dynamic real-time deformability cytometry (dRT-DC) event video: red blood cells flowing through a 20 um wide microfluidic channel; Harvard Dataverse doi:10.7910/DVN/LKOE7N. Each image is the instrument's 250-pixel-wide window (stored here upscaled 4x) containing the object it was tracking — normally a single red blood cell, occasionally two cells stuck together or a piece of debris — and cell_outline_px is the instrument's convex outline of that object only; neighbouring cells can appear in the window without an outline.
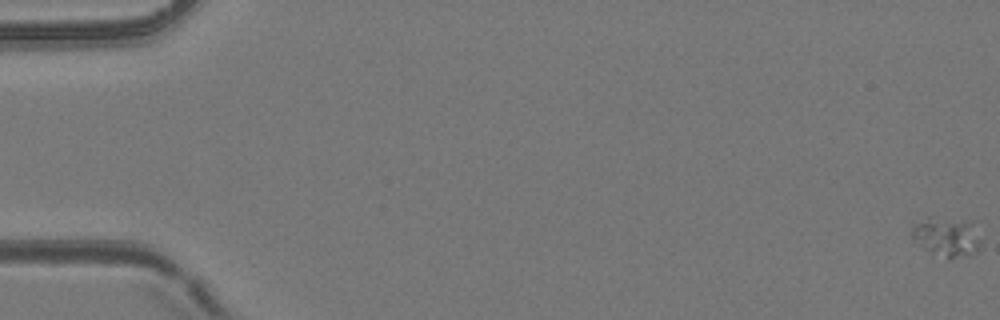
{"species": "common noctule bat (a hibernating species)", "species_latin": "Nyctalus noctula", "temperature_condition": "room temperature", "stored_images_in_passage": 6, "camera_frame_rate_fps": 3000, "um_per_image_px": 0.085, "animal": {"sex": "female", "body_mass_g": 24.6, "forearm_length_mm": 56.2}, "frame": {"image": 1, "passage_image": 1, "time_ms": 0.0, "image_size_px": [1000, 320], "cell_outline_px": [[980, 248], [976, 252], [968, 256], [948, 260], [924, 248], [912, 236], [912, 224], [928, 216], [932, 216], [968, 220], [980, 244]], "centroid_in_image_um": [80.43, 20.13], "position_along_channel_um": 4.6, "area_um2": 15.72}}
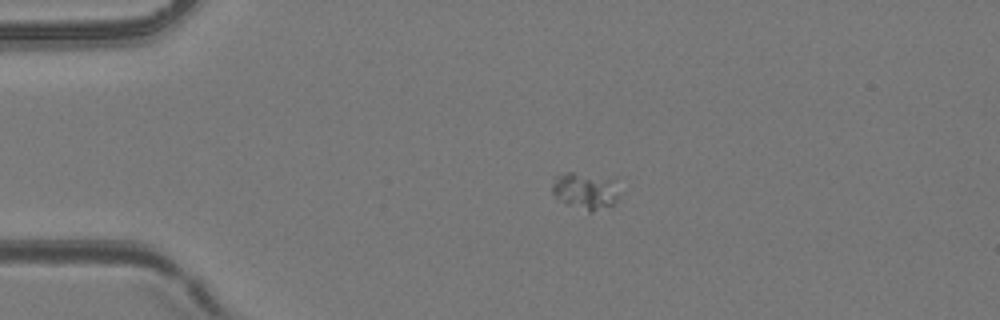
{"frame": {"image": 2, "passage_image": 5, "time_ms": 4.333, "image_size_px": [1000, 320], "cell_outline_px": [[620, 196], [612, 204], [592, 212], [588, 212], [568, 204], [556, 196], [552, 192], [552, 176], [564, 172], [572, 172], [612, 180]], "centroid_in_image_um": [49.68, 16.22], "position_along_channel_um": 35.3, "area_um2": 13.99}}